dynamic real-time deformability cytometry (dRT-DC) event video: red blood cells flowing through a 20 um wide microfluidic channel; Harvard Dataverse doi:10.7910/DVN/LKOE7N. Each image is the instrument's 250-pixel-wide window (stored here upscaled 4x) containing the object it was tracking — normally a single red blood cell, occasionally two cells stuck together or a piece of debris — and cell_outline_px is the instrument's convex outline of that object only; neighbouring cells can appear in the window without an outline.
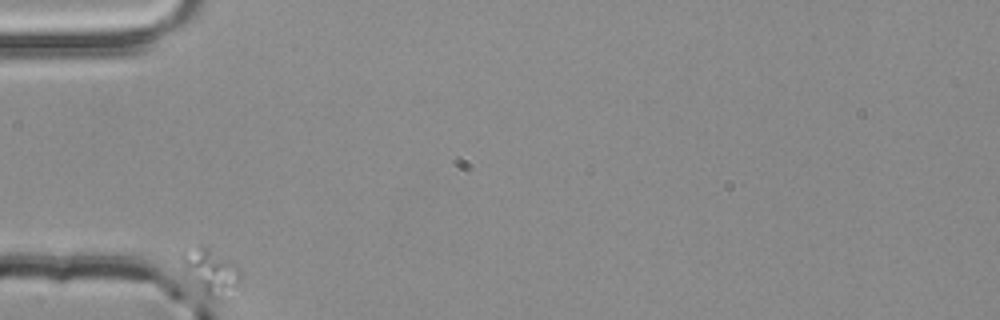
{"species": "common noctule bat (a hibernating species)", "species_latin": "Nyctalus noctula", "temperature_condition": "room temperature", "stored_images_in_passage": 36, "camera_frame_rate_fps": 3000, "um_per_image_px": 0.085, "animal": {"sex": "male", "body_mass_g": 20.4}, "frame": {"image": 1, "passage_image": 1, "time_ms": 0.0, "image_size_px": [1000, 320], "cell_outline_px": [[240, 288], [212, 300], [184, 280], [180, 260], [180, 256], [200, 244], [208, 248], [228, 260], [240, 268]], "centroid_in_image_um": [17.83, 23.14], "position_along_channel_um": 67.2, "area_um2": 16.01}}